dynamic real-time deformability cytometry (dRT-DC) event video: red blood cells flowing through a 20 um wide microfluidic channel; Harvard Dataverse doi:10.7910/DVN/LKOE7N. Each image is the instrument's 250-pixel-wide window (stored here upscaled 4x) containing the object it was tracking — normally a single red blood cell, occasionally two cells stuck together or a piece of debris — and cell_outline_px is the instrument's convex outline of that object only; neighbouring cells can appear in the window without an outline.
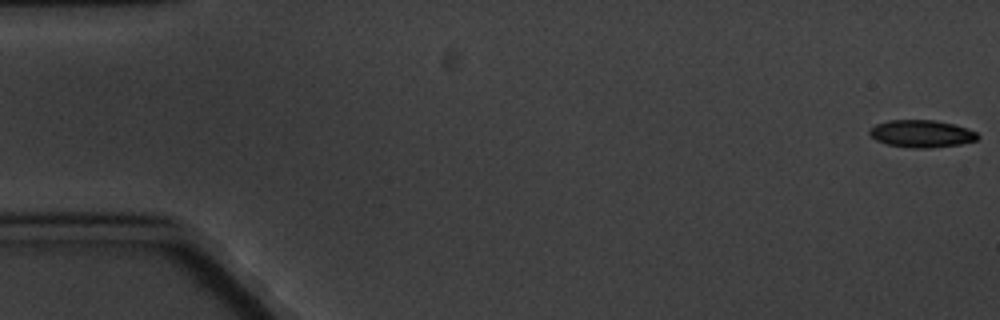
{"species": "common noctule bat (a hibernating species)", "species_latin": "Nyctalus noctula", "temperature_condition": "cold", "stored_images_in_passage": 7, "camera_frame_rate_fps": 3000, "um_per_image_px": 0.085, "animal": {"sex": "male", "body_mass_g": 20.1, "forearm_length_mm": 53.5}, "frame": {"image": 1, "passage_image": 1, "time_ms": 0.0, "image_size_px": [1000, 320], "cell_outline_px": [[980, 136], [976, 140], [960, 144], [932, 148], [912, 148], [888, 144], [876, 140], [868, 132], [876, 124], [888, 120], [936, 120], [952, 124], [976, 132]], "centroid_in_image_um": [78.33, 11.37], "position_along_channel_um": 6.7, "area_um2": 17.05}}
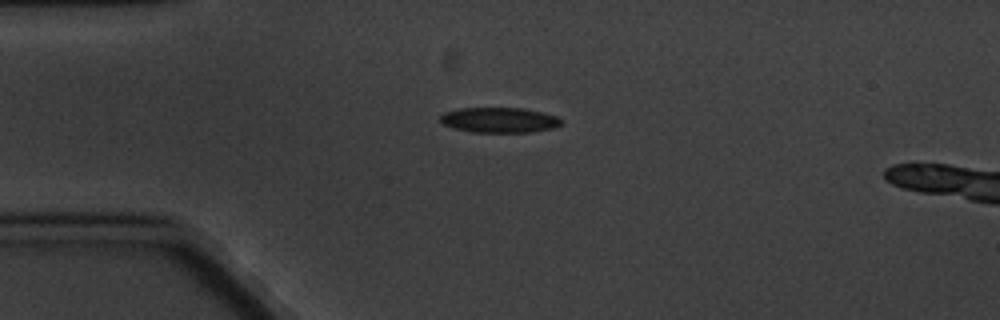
{"frame": {"image": 2, "passage_image": 5, "time_ms": 4.667, "image_size_px": [1000, 320], "cell_outline_px": [[564, 124], [556, 128], [532, 132], [472, 132], [452, 128], [444, 124], [440, 120], [440, 116], [444, 112], [460, 108], [524, 108], [544, 112], [560, 116], [564, 120]], "centroid_in_image_um": [42.54, 10.2], "position_along_channel_um": 42.5, "area_um2": 18.21}}